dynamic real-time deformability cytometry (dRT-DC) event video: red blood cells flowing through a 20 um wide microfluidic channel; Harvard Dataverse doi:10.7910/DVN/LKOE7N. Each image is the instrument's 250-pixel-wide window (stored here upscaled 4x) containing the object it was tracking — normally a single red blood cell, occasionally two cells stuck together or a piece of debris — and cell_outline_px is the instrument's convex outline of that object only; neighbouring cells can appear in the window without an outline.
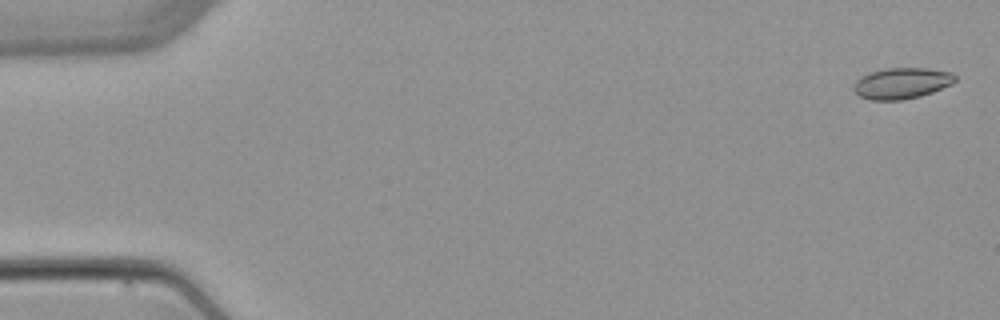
{"species": "common noctule bat (a hibernating species)", "species_latin": "Nyctalus noctula", "temperature_condition": "warm", "stored_images_in_passage": 6, "camera_frame_rate_fps": 3000, "um_per_image_px": 0.085, "animal": {"sex": "female", "body_mass_g": 22.7, "forearm_length_mm": 54.2}, "frame": {"image": 1, "passage_image": 1, "time_ms": 0.0, "image_size_px": [1000, 320], "cell_outline_px": [[956, 80], [952, 84], [932, 92], [920, 96], [900, 100], [872, 100], [860, 96], [852, 88], [856, 80], [860, 76], [868, 72], [884, 68], [928, 68], [952, 72], [956, 76]], "centroid_in_image_um": [76.64, 7.06], "position_along_channel_um": 8.4, "area_um2": 18.5}}
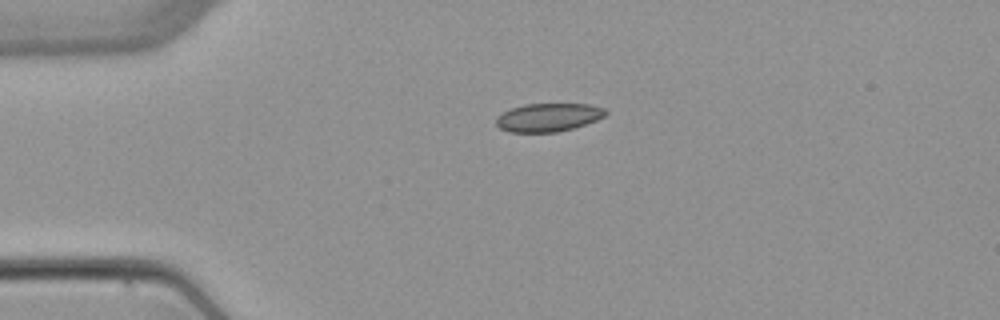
{"frame": {"image": 2, "passage_image": 4, "time_ms": 3.667, "image_size_px": [1000, 320], "cell_outline_px": [[608, 112], [604, 116], [596, 120], [572, 128], [556, 132], [508, 132], [500, 128], [496, 124], [496, 116], [512, 108], [524, 104], [588, 104], [604, 108]], "centroid_in_image_um": [46.58, 9.97], "position_along_channel_um": 38.4, "area_um2": 17.92}}
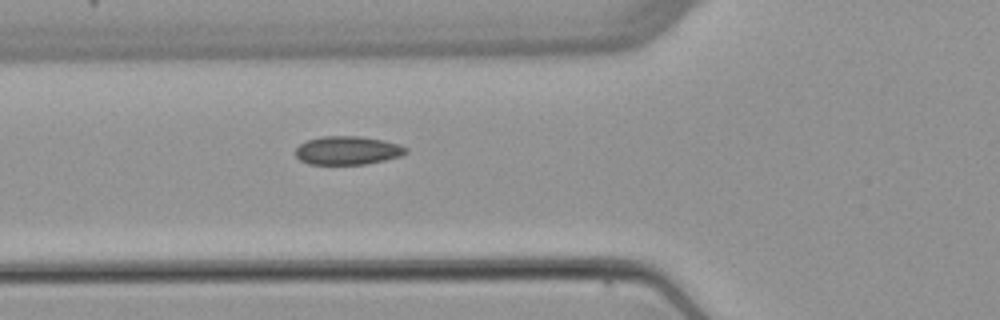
{"frame": {"image": 3, "passage_image": 6, "time_ms": 6.0, "image_size_px": [1000, 320], "cell_outline_px": [[408, 152], [400, 156], [384, 160], [364, 164], [308, 164], [300, 160], [296, 156], [296, 148], [300, 144], [308, 140], [320, 136], [360, 136], [384, 140], [400, 144], [408, 148]], "centroid_in_image_um": [29.56, 12.78], "position_along_channel_um": 96.2, "area_um2": 18.38}}